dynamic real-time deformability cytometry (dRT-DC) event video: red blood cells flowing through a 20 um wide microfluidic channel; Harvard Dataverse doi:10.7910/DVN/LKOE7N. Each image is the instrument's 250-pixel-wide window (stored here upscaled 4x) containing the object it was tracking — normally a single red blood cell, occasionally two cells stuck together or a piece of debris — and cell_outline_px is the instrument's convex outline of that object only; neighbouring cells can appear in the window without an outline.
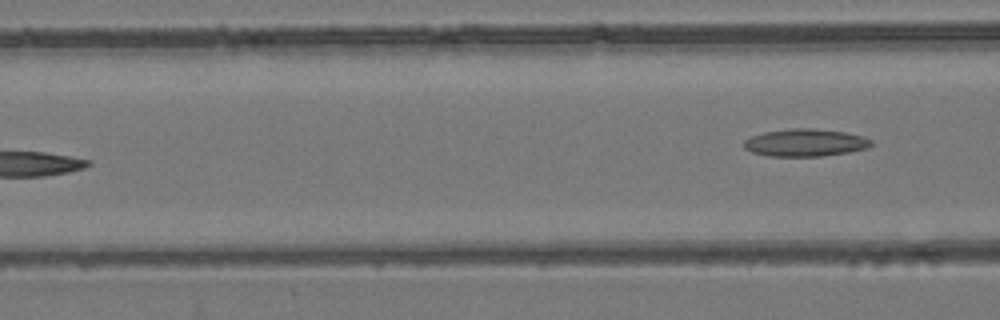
{"species": "common noctule bat (a hibernating species)", "species_latin": "Nyctalus noctula", "temperature_condition": "room temperature", "stored_images_in_passage": 6, "camera_frame_rate_fps": 3000, "um_per_image_px": 0.085, "animal": {"sex": "female", "body_mass_g": 24.6, "forearm_length_mm": 56.2}, "frame": {"image": 1, "passage_image": 6, "time_ms": 7.0, "image_size_px": [1000, 320], "cell_outline_px": [[872, 144], [868, 148], [848, 152], [820, 156], [768, 156], [752, 152], [744, 148], [740, 144], [744, 140], [752, 136], [764, 132], [792, 128], [812, 128], [844, 132], [864, 136], [872, 140]], "centroid_in_image_um": [68.42, 12.12], "position_along_channel_um": 98.2, "area_um2": 20.46}}